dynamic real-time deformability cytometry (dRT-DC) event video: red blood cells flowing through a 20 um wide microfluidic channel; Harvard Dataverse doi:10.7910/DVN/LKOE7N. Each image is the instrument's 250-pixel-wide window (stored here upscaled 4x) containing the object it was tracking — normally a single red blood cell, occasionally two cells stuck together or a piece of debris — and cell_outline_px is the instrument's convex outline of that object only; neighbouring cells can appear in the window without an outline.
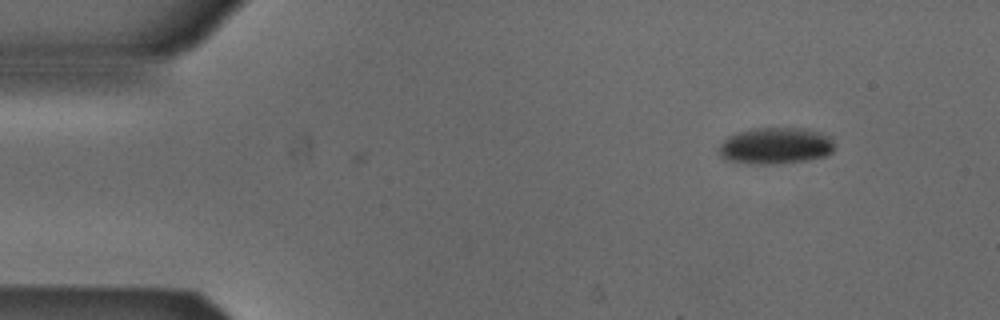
{"species": "Egyptian fruit bat (a non-hibernating species)", "species_latin": "Rousettus aegyptiacus", "temperature_condition": "cold", "stored_images_in_passage": 4, "camera_frame_rate_fps": 3000, "um_per_image_px": 0.085, "animal": {"sex": "male"}, "frame": {"image": 1, "passage_image": 4, "time_ms": 1.0, "image_size_px": [1000, 320], "cell_outline_px": [[832, 152], [828, 156], [808, 160], [784, 164], [748, 164], [724, 160], [720, 156], [720, 144], [728, 136], [740, 132], [756, 128], [804, 128], [828, 136], [832, 140]], "centroid_in_image_um": [65.9, 12.42], "position_along_channel_um": 19.1, "area_um2": 24.68}}